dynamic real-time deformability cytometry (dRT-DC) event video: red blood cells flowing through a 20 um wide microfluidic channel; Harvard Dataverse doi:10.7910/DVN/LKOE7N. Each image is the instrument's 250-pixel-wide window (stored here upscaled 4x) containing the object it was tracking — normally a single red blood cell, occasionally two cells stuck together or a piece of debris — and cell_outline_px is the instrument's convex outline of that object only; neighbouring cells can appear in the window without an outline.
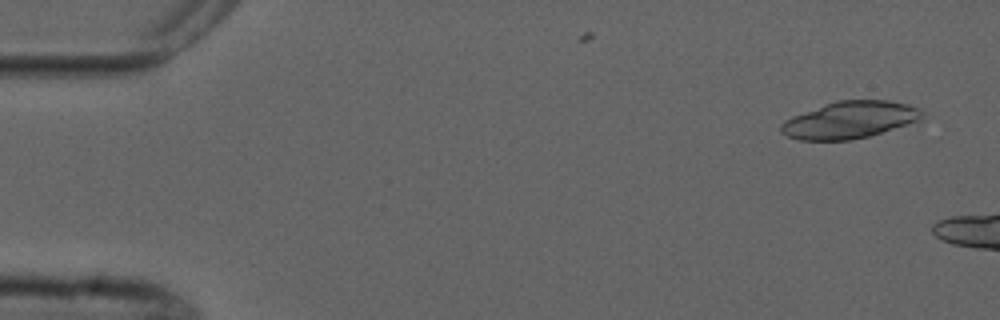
{"species": "common noctule bat (a hibernating species)", "species_latin": "Nyctalus noctula", "temperature_condition": "cold", "stored_images_in_passage": 3, "camera_frame_rate_fps": 3000, "um_per_image_px": 0.085, "animal": {"sex": "male", "forearm_length_mm": 52.5}, "frame": {"image": 1, "passage_image": 1, "time_ms": 0.0, "image_size_px": [1000, 320], "cell_outline_px": [[924, 120], [920, 124], [852, 140], [800, 140], [788, 136], [780, 132], [780, 124], [784, 120], [792, 116], [824, 104], [836, 100], [888, 100], [908, 104], [920, 108], [924, 112]], "centroid_in_image_um": [72.36, 10.2], "position_along_channel_um": 12.6, "area_um2": 31.39}}